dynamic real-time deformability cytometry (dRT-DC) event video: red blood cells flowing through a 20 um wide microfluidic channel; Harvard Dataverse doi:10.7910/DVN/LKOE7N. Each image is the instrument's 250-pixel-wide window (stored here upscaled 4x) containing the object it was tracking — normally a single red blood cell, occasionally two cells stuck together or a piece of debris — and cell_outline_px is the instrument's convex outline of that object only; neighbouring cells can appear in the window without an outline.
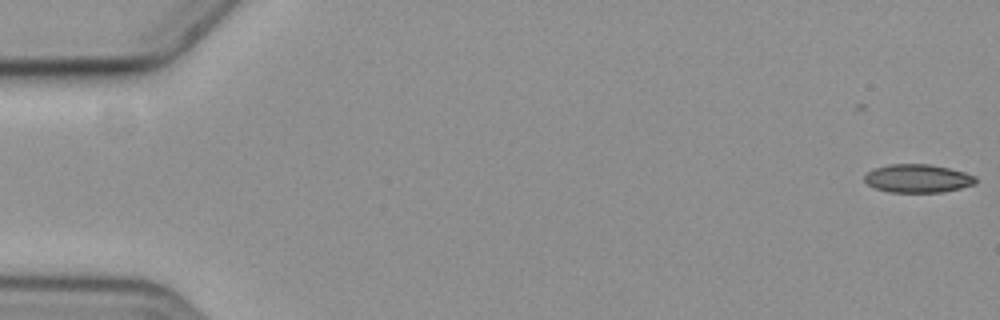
{"species": "common noctule bat (a hibernating species)", "species_latin": "Nyctalus noctula", "temperature_condition": "cold", "stored_images_in_passage": 4, "camera_frame_rate_fps": 3000, "um_per_image_px": 0.085, "animal": {"sex": "female", "body_mass_g": 19.3, "forearm_length_mm": 54.1}, "frame": {"image": 1, "passage_image": 1, "time_ms": 0.0, "image_size_px": [1000, 320], "cell_outline_px": [[976, 184], [944, 192], [888, 192], [876, 188], [868, 184], [864, 180], [864, 176], [868, 172], [876, 168], [888, 164], [928, 164], [948, 168], [964, 172], [976, 176]], "centroid_in_image_um": [78.02, 15.17], "position_along_channel_um": 7.0, "area_um2": 18.26}}